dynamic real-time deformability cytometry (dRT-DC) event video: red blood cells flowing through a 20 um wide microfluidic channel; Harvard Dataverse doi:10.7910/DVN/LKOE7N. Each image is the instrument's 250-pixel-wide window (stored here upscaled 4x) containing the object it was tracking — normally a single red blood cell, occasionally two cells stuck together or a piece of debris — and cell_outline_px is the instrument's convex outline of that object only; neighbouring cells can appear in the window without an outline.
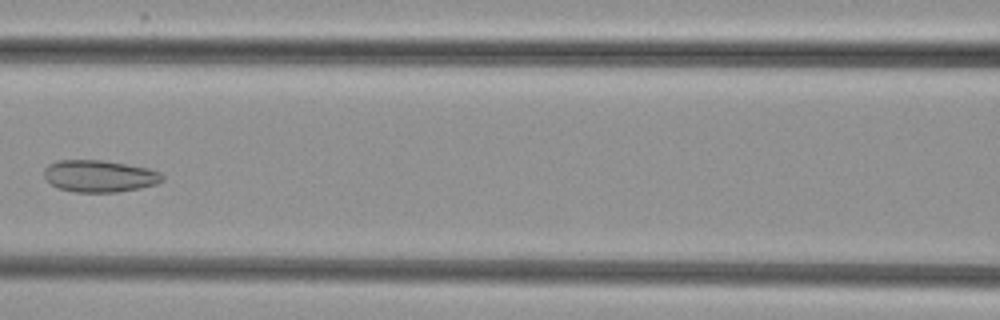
{"species": "common noctule bat (a hibernating species)", "species_latin": "Nyctalus noctula", "temperature_condition": "cold", "stored_images_in_passage": 5, "camera_frame_rate_fps": 3000, "um_per_image_px": 0.085, "animal": {"sex": "female", "body_mass_g": 29.2, "forearm_length_mm": 56.3}, "frame": {"image": 1, "passage_image": 5, "time_ms": 4.667, "image_size_px": [1000, 320], "cell_outline_px": [[164, 180], [156, 184], [140, 188], [116, 192], [76, 192], [56, 188], [44, 176], [44, 168], [48, 164], [56, 160], [104, 160], [148, 168], [160, 172], [164, 176]], "centroid_in_image_um": [8.45, 14.96], "position_along_channel_um": 158.2, "area_um2": 22.14}}